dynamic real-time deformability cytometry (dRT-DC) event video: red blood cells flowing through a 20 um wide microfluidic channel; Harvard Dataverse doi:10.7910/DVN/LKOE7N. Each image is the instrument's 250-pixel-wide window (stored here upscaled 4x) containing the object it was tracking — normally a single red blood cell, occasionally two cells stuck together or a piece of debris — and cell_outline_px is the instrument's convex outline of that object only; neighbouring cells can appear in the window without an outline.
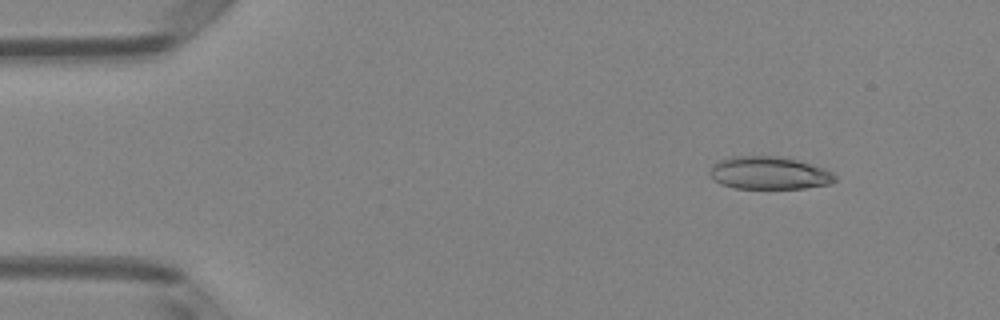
{"species": "Egyptian fruit bat (a non-hibernating species)", "species_latin": "Rousettus aegyptiacus", "temperature_condition": "room temperature", "stored_images_in_passage": 47, "camera_frame_rate_fps": 3000, "um_per_image_px": 0.085, "animal": {"sex": "female"}, "frame": {"image": 1, "passage_image": 3, "time_ms": 0.667, "image_size_px": [1000, 320], "cell_outline_px": [[836, 180], [832, 184], [804, 188], [736, 188], [720, 184], [708, 172], [712, 164], [720, 160], [732, 156], [776, 156], [796, 160], [832, 172], [836, 176]], "centroid_in_image_um": [65.35, 14.71], "position_along_channel_um": 19.7, "area_um2": 23.64}}
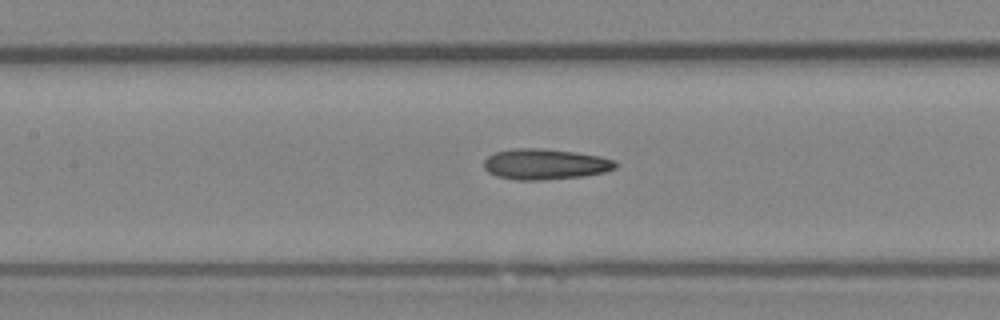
{"frame": {"image": 2, "passage_image": 20, "time_ms": 6.333, "image_size_px": [1000, 320], "cell_outline_px": [[620, 164], [616, 168], [604, 172], [584, 176], [544, 180], [516, 180], [496, 176], [488, 172], [484, 168], [484, 160], [488, 156], [496, 152], [516, 148], [544, 148], [576, 152], [600, 156], [616, 160]], "centroid_in_image_um": [46.37, 13.95], "position_along_channel_um": 161.0, "area_um2": 23.81}}
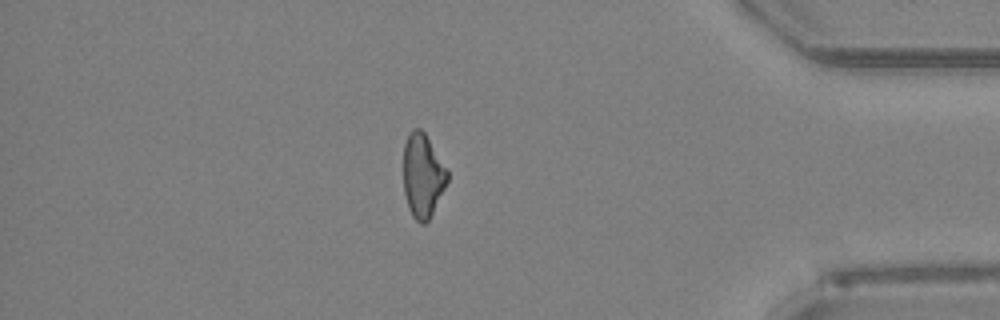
{"frame": {"image": 3, "passage_image": 40, "time_ms": 13.0, "image_size_px": [1000, 320], "cell_outline_px": [[448, 180], [428, 220], [424, 224], [420, 224], [412, 216], [408, 208], [404, 192], [404, 144], [408, 132], [412, 128], [420, 128], [424, 132], [448, 168]], "centroid_in_image_um": [35.92, 14.89], "position_along_channel_um": 399.3, "area_um2": 21.5}, "authors_computed_cell_mechanics": {"area_um2": 22.9466, "velocity_mm_per_s": 4.085, "shape_relaxation_time_tau1_ms": 11.065, "shape_relaxation_time_tau2_ms": 4.1843, "deformation_change_tau1": 0.2053, "deformation_change_tau2": 0.1494}}